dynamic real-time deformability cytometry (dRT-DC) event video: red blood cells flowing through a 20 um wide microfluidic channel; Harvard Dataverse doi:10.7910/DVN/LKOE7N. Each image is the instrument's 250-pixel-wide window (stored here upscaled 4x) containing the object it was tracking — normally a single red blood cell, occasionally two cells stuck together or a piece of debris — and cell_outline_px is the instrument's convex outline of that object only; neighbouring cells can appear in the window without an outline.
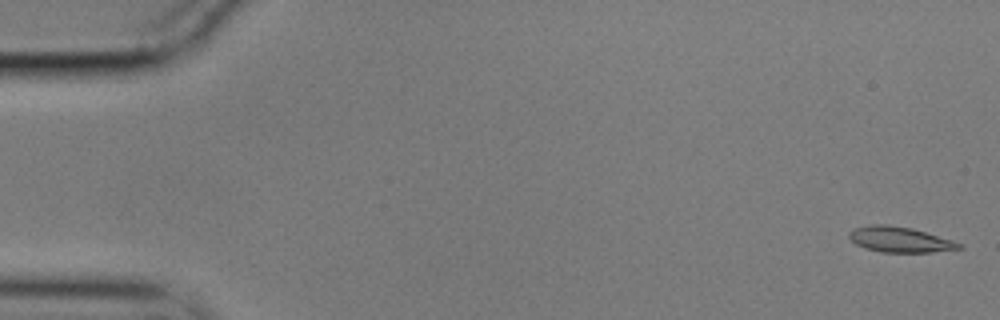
{"species": "common noctule bat (a hibernating species)", "species_latin": "Nyctalus noctula", "temperature_condition": "cold", "stored_images_in_passage": 56, "camera_frame_rate_fps": 3000, "um_per_image_px": 0.085, "animal": {"sex": "male", "body_mass_g": 17.9}, "frame": {"image": 1, "passage_image": 1, "time_ms": 0.0, "image_size_px": [1000, 320], "cell_outline_px": [[964, 248], [932, 252], [880, 252], [864, 248], [856, 244], [848, 236], [848, 232], [856, 228], [872, 224], [888, 224], [912, 228], [952, 240], [960, 244]], "centroid_in_image_um": [76.46, 20.36], "position_along_channel_um": 8.5, "area_um2": 16.24}}
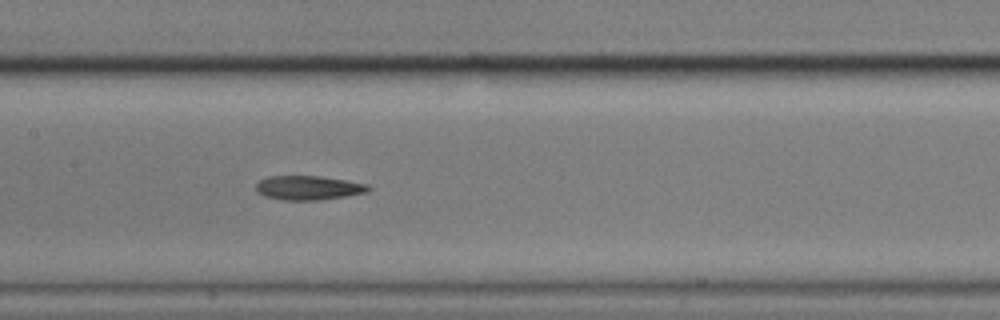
{"frame": {"image": 2, "passage_image": 27, "time_ms": 8.667, "image_size_px": [1000, 320], "cell_outline_px": [[372, 188], [368, 192], [320, 200], [284, 200], [264, 196], [256, 192], [256, 184], [260, 180], [268, 176], [320, 176], [368, 184]], "centroid_in_image_um": [26.2, 15.96], "position_along_channel_um": 181.2, "area_um2": 15.84}}
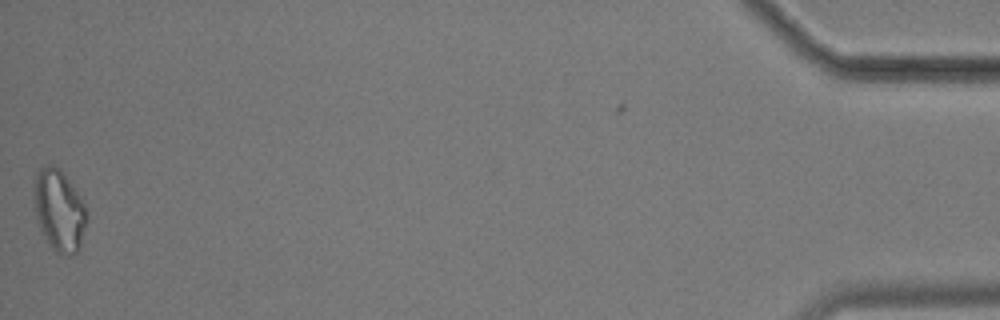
{"frame": {"image": 3, "passage_image": 56, "time_ms": 18.333, "image_size_px": [1000, 320], "cell_outline_px": [[88, 220], [80, 248], [72, 256], [68, 256], [56, 252], [48, 244], [40, 228], [36, 216], [32, 200], [32, 188], [36, 172], [40, 168], [48, 164], [52, 164], [60, 168], [84, 200], [88, 216]], "centroid_in_image_um": [5.03, 17.86], "position_along_channel_um": 430.2, "area_um2": 25.95}, "authors_computed_cell_mechanics": {"area_um2": 16.1551, "velocity_mm_per_s": 3.5416, "shape_relaxation_time_tau1_ms": 9.5665, "shape_relaxation_time_tau2_ms": 6.1347, "deformation_change_tau1": 0.2556, "deformation_change_tau2": 0.1765}}